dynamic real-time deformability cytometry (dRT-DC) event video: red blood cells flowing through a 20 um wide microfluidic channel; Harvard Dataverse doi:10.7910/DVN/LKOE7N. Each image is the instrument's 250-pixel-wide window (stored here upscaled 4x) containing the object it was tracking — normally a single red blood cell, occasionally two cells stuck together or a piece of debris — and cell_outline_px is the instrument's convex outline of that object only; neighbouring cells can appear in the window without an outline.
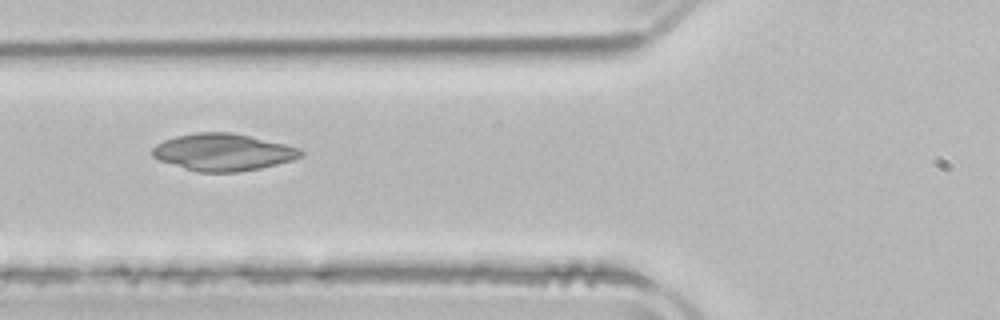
{"species": "common noctule bat (a hibernating species)", "species_latin": "Nyctalus noctula", "temperature_condition": "room temperature", "stored_images_in_passage": 7, "camera_frame_rate_fps": 3000, "um_per_image_px": 0.085, "animal": {"sex": "male", "body_mass_g": 21.5, "forearm_length_mm": 52.0}, "frame": {"image": 1, "passage_image": 6, "time_ms": 7.333, "image_size_px": [1000, 320], "cell_outline_px": [[304, 156], [292, 160], [260, 168], [236, 172], [200, 172], [184, 168], [160, 160], [152, 156], [152, 148], [156, 144], [164, 140], [176, 136], [196, 132], [232, 132], [284, 144], [300, 148], [304, 152]], "centroid_in_image_um": [18.96, 12.93], "position_along_channel_um": 106.8, "area_um2": 31.91}}
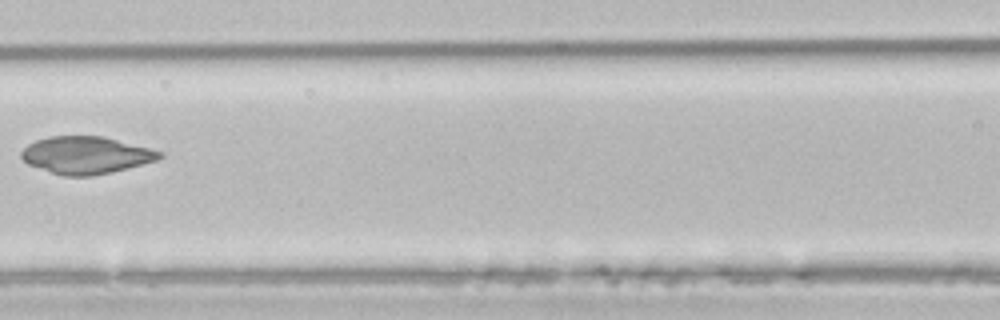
{"frame": {"image": 2, "passage_image": 7, "time_ms": 8.667, "image_size_px": [1000, 320], "cell_outline_px": [[164, 156], [156, 160], [112, 172], [92, 176], [64, 176], [28, 164], [20, 156], [20, 152], [28, 144], [36, 140], [48, 136], [104, 136], [148, 148], [160, 152]], "centroid_in_image_um": [7.27, 13.18], "position_along_channel_um": 159.3, "area_um2": 29.77}}